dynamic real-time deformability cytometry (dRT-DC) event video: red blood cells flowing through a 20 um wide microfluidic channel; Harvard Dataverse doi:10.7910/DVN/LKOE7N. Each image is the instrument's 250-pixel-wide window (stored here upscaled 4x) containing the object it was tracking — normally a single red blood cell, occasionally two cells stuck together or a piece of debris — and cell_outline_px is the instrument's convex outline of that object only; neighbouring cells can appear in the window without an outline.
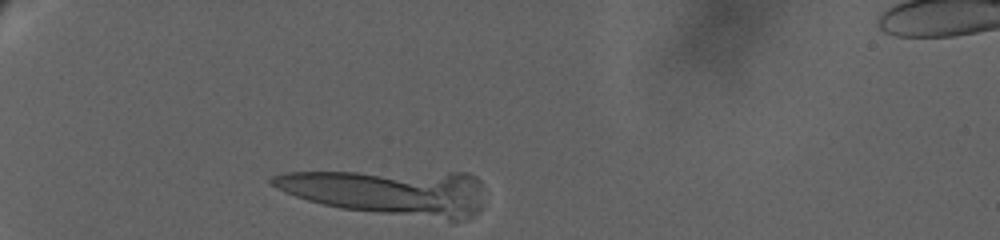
{"species": "human", "species_latin": "Homo sapiens", "temperature_condition": "warm", "stored_images_in_passage": 9, "camera_frame_rate_fps": 3000, "um_per_image_px": 0.085, "donor": {"sex": "female"}, "frame": {"image": 1, "passage_image": 2, "time_ms": 0.333, "image_size_px": [1000, 240], "cell_outline_px": [[484, 204], [468, 220], [452, 220], [340, 208], [308, 200], [284, 192], [268, 184], [268, 180], [272, 176], [284, 172], [468, 172], [476, 176], [484, 184]], "centroid_in_image_um": [33.13, 16.31], "position_along_channel_um": 51.9, "area_um2": 56.64}}